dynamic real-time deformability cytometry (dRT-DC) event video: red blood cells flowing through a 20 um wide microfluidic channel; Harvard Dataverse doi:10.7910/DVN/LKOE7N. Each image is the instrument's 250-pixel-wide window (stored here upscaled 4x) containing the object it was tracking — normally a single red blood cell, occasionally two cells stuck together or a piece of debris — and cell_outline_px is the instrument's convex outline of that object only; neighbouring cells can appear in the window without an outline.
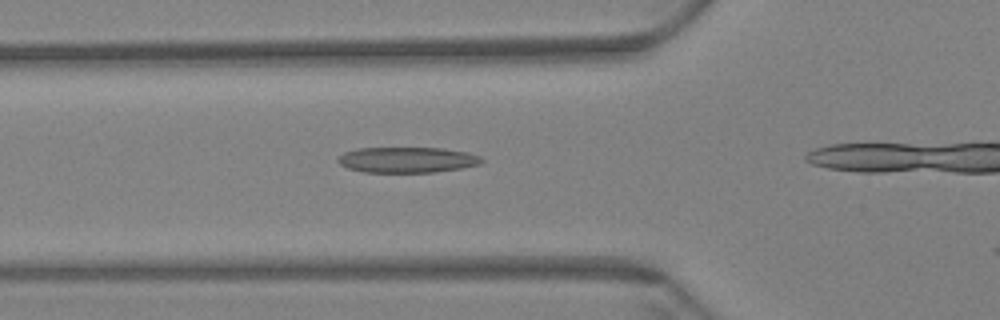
{"species": "Egyptian fruit bat (a non-hibernating species)", "species_latin": "Rousettus aegyptiacus", "temperature_condition": "warm", "stored_images_in_passage": 32, "camera_frame_rate_fps": 3000, "um_per_image_px": 0.085, "animal": {"sex": "female"}, "frame": {"image": 1, "passage_image": 6, "time_ms": 1.667, "image_size_px": [1000, 320], "cell_outline_px": [[484, 160], [480, 164], [460, 168], [432, 172], [364, 172], [348, 168], [340, 164], [336, 160], [344, 152], [356, 148], [444, 148], [468, 152], [480, 156]], "centroid_in_image_um": [34.61, 13.58], "position_along_channel_um": 91.2, "area_um2": 21.44}}
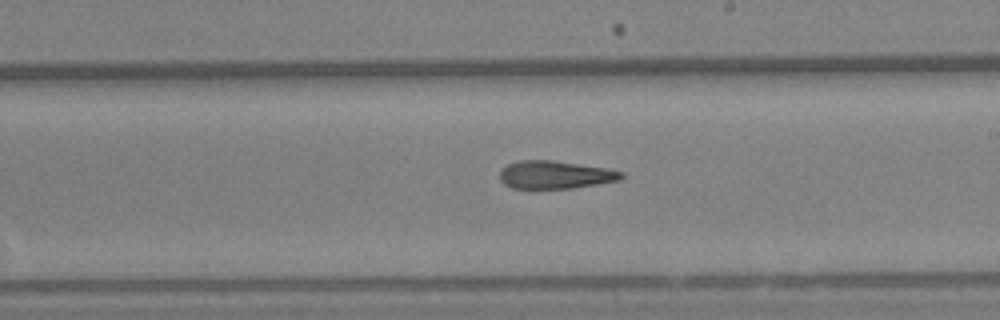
{"frame": {"image": 2, "passage_image": 19, "time_ms": 6.0, "image_size_px": [1000, 320], "cell_outline_px": [[624, 176], [620, 180], [572, 188], [536, 192], [512, 188], [504, 184], [500, 180], [500, 172], [508, 164], [520, 160], [552, 160], [608, 168], [624, 172]], "centroid_in_image_um": [47.15, 14.9], "position_along_channel_um": 241.8, "area_um2": 20.58}}
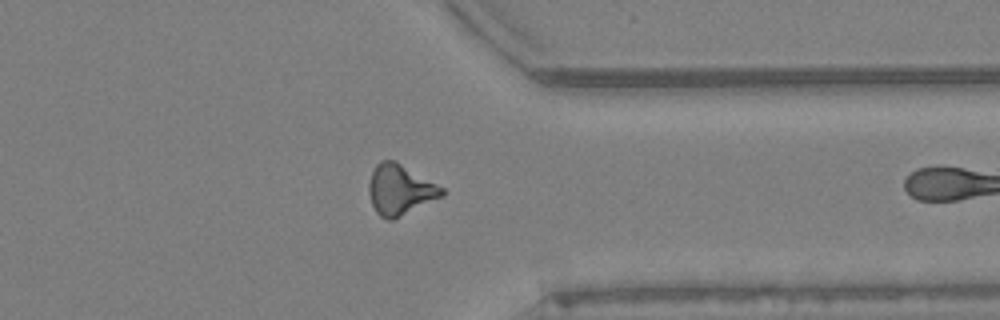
{"frame": {"image": 3, "passage_image": 31, "time_ms": 10.0, "image_size_px": [1000, 320], "cell_outline_px": [[444, 196], [392, 220], [388, 220], [380, 216], [376, 212], [372, 204], [368, 192], [368, 184], [372, 172], [376, 164], [380, 160], [396, 160], [444, 188]], "centroid_in_image_um": [34.0, 16.12], "position_along_channel_um": 377.4, "area_um2": 21.5}}